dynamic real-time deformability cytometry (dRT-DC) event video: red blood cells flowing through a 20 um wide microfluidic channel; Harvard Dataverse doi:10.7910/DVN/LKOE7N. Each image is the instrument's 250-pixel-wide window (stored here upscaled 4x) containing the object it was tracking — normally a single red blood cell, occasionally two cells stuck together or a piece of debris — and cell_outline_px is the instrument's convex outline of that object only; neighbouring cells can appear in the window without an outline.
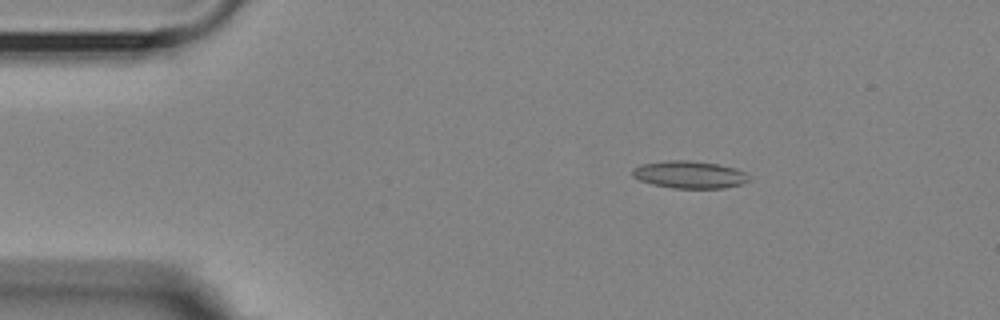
{"species": "Egyptian fruit bat (a non-hibernating species)", "species_latin": "Rousettus aegyptiacus", "temperature_condition": "room temperature", "stored_images_in_passage": 5, "camera_frame_rate_fps": 3000, "um_per_image_px": 0.085, "animal": {"sex": "female"}, "frame": {"image": 1, "passage_image": 2, "time_ms": 1.0, "image_size_px": [1000, 320], "cell_outline_px": [[748, 180], [740, 184], [724, 188], [672, 188], [652, 184], [640, 180], [632, 176], [632, 168], [640, 164], [668, 160], [688, 160], [716, 164], [736, 168], [744, 172], [748, 176]], "centroid_in_image_um": [58.55, 14.84], "position_along_channel_um": 26.4, "area_um2": 18.5}}
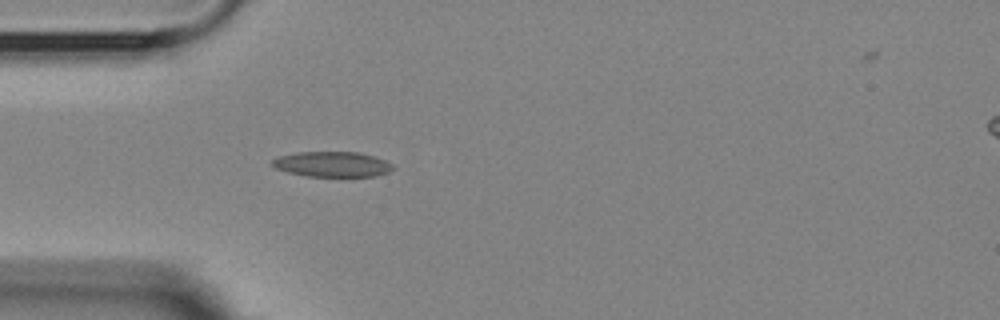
{"frame": {"image": 2, "passage_image": 4, "time_ms": 3.333, "image_size_px": [1000, 320], "cell_outline_px": [[396, 168], [388, 172], [376, 176], [308, 176], [288, 172], [276, 168], [268, 164], [272, 160], [280, 156], [296, 152], [360, 152], [384, 160], [392, 164]], "centroid_in_image_um": [28.23, 13.96], "position_along_channel_um": 56.8, "area_um2": 17.74}}